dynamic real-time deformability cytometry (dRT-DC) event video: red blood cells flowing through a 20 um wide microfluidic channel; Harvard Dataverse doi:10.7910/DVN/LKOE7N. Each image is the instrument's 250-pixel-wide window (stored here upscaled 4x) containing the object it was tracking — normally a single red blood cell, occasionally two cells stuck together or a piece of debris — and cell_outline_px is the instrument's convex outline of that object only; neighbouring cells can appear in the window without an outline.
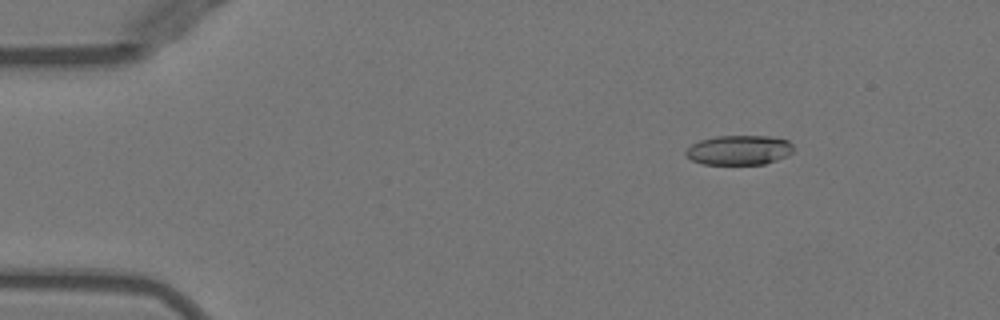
{"species": "Egyptian fruit bat (a non-hibernating species)", "species_latin": "Rousettus aegyptiacus", "temperature_condition": "warm", "stored_images_in_passage": 51, "camera_frame_rate_fps": 3000, "um_per_image_px": 0.085, "animal": {"sex": "female"}, "frame": {"image": 1, "passage_image": 7, "time_ms": 2.0, "image_size_px": [1000, 320], "cell_outline_px": [[792, 152], [788, 156], [764, 164], [704, 164], [692, 160], [684, 152], [692, 144], [700, 140], [716, 136], [768, 136], [788, 140], [792, 144]], "centroid_in_image_um": [62.83, 12.75], "position_along_channel_um": 22.2, "area_um2": 18.5}}
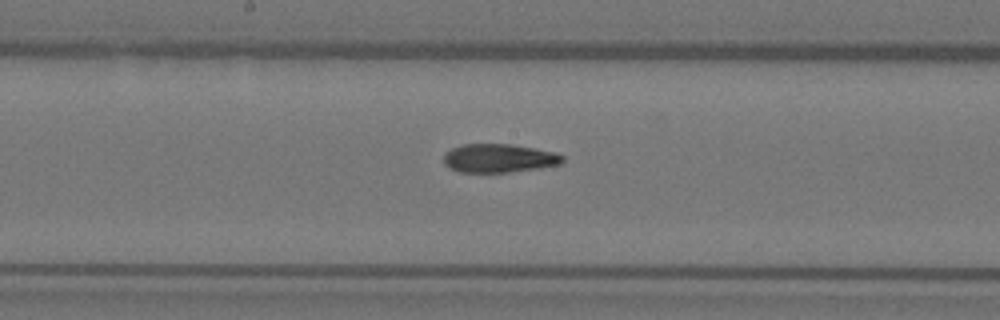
{"frame": {"image": 2, "passage_image": 27, "time_ms": 8.667, "image_size_px": [1000, 320], "cell_outline_px": [[564, 160], [560, 164], [540, 168], [508, 172], [460, 172], [448, 168], [444, 164], [444, 156], [452, 148], [460, 144], [512, 144], [556, 152], [564, 156]], "centroid_in_image_um": [42.42, 13.45], "position_along_channel_um": 205.8, "area_um2": 19.88}}
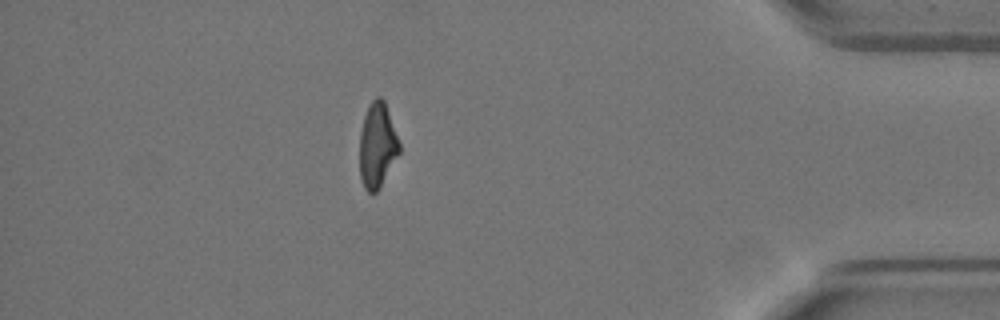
{"frame": {"image": 3, "passage_image": 45, "time_ms": 14.667, "image_size_px": [1000, 320], "cell_outline_px": [[400, 152], [380, 188], [376, 192], [368, 192], [364, 188], [360, 180], [360, 132], [364, 116], [372, 100], [376, 96], [380, 96], [384, 100], [400, 144]], "centroid_in_image_um": [32.06, 12.38], "position_along_channel_um": 403.1, "area_um2": 19.59}, "authors_computed_cell_mechanics": {"area_um2": 19.941, "velocity_mm_per_s": 3.9974, "shape_relaxation_time_tau1_ms": 9.2533, "shape_relaxation_time_tau2_ms": 3.8441, "deformation_change_tau1": 0.2918, "deformation_change_tau2": 0.1017}}